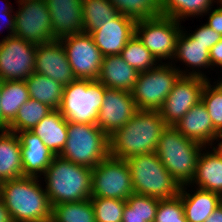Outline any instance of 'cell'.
<instances>
[{"label": "cell", "mask_w": 222, "mask_h": 222, "mask_svg": "<svg viewBox=\"0 0 222 222\" xmlns=\"http://www.w3.org/2000/svg\"><path fill=\"white\" fill-rule=\"evenodd\" d=\"M41 178L23 176L0 183V199L12 222L51 221L52 206Z\"/></svg>", "instance_id": "obj_1"}, {"label": "cell", "mask_w": 222, "mask_h": 222, "mask_svg": "<svg viewBox=\"0 0 222 222\" xmlns=\"http://www.w3.org/2000/svg\"><path fill=\"white\" fill-rule=\"evenodd\" d=\"M167 127L159 111L138 110L132 119L109 136L110 156L119 159L154 153Z\"/></svg>", "instance_id": "obj_2"}, {"label": "cell", "mask_w": 222, "mask_h": 222, "mask_svg": "<svg viewBox=\"0 0 222 222\" xmlns=\"http://www.w3.org/2000/svg\"><path fill=\"white\" fill-rule=\"evenodd\" d=\"M45 191L51 206L91 198L92 169L57 155L44 175Z\"/></svg>", "instance_id": "obj_3"}, {"label": "cell", "mask_w": 222, "mask_h": 222, "mask_svg": "<svg viewBox=\"0 0 222 222\" xmlns=\"http://www.w3.org/2000/svg\"><path fill=\"white\" fill-rule=\"evenodd\" d=\"M204 146L189 140L174 126H167L156 147V155L172 177L182 186L193 180L197 160Z\"/></svg>", "instance_id": "obj_4"}, {"label": "cell", "mask_w": 222, "mask_h": 222, "mask_svg": "<svg viewBox=\"0 0 222 222\" xmlns=\"http://www.w3.org/2000/svg\"><path fill=\"white\" fill-rule=\"evenodd\" d=\"M135 194L158 199L179 195L181 185L172 177L156 153H144L126 159Z\"/></svg>", "instance_id": "obj_5"}, {"label": "cell", "mask_w": 222, "mask_h": 222, "mask_svg": "<svg viewBox=\"0 0 222 222\" xmlns=\"http://www.w3.org/2000/svg\"><path fill=\"white\" fill-rule=\"evenodd\" d=\"M67 133L62 158L93 169L110 155L109 137L96 124L68 121Z\"/></svg>", "instance_id": "obj_6"}, {"label": "cell", "mask_w": 222, "mask_h": 222, "mask_svg": "<svg viewBox=\"0 0 222 222\" xmlns=\"http://www.w3.org/2000/svg\"><path fill=\"white\" fill-rule=\"evenodd\" d=\"M106 87L97 80L76 79L64 86L59 108L67 121L96 124Z\"/></svg>", "instance_id": "obj_7"}, {"label": "cell", "mask_w": 222, "mask_h": 222, "mask_svg": "<svg viewBox=\"0 0 222 222\" xmlns=\"http://www.w3.org/2000/svg\"><path fill=\"white\" fill-rule=\"evenodd\" d=\"M180 76V71L168 62L140 72L131 90L137 109L159 111Z\"/></svg>", "instance_id": "obj_8"}, {"label": "cell", "mask_w": 222, "mask_h": 222, "mask_svg": "<svg viewBox=\"0 0 222 222\" xmlns=\"http://www.w3.org/2000/svg\"><path fill=\"white\" fill-rule=\"evenodd\" d=\"M181 23L162 15L137 20L135 34L158 62L172 63L176 41L183 27Z\"/></svg>", "instance_id": "obj_9"}, {"label": "cell", "mask_w": 222, "mask_h": 222, "mask_svg": "<svg viewBox=\"0 0 222 222\" xmlns=\"http://www.w3.org/2000/svg\"><path fill=\"white\" fill-rule=\"evenodd\" d=\"M134 193L126 160L108 156L92 169L91 197L127 200Z\"/></svg>", "instance_id": "obj_10"}, {"label": "cell", "mask_w": 222, "mask_h": 222, "mask_svg": "<svg viewBox=\"0 0 222 222\" xmlns=\"http://www.w3.org/2000/svg\"><path fill=\"white\" fill-rule=\"evenodd\" d=\"M14 36L40 45L57 40L52 33L50 11L45 0H17Z\"/></svg>", "instance_id": "obj_11"}, {"label": "cell", "mask_w": 222, "mask_h": 222, "mask_svg": "<svg viewBox=\"0 0 222 222\" xmlns=\"http://www.w3.org/2000/svg\"><path fill=\"white\" fill-rule=\"evenodd\" d=\"M59 40L76 79L97 80L104 56L95 45L91 34L76 33Z\"/></svg>", "instance_id": "obj_12"}, {"label": "cell", "mask_w": 222, "mask_h": 222, "mask_svg": "<svg viewBox=\"0 0 222 222\" xmlns=\"http://www.w3.org/2000/svg\"><path fill=\"white\" fill-rule=\"evenodd\" d=\"M37 45L11 36L0 40V79L25 81L35 72Z\"/></svg>", "instance_id": "obj_13"}, {"label": "cell", "mask_w": 222, "mask_h": 222, "mask_svg": "<svg viewBox=\"0 0 222 222\" xmlns=\"http://www.w3.org/2000/svg\"><path fill=\"white\" fill-rule=\"evenodd\" d=\"M208 80L192 75L179 77L159 110L167 126L177 124L194 105L201 101L202 91Z\"/></svg>", "instance_id": "obj_14"}, {"label": "cell", "mask_w": 222, "mask_h": 222, "mask_svg": "<svg viewBox=\"0 0 222 222\" xmlns=\"http://www.w3.org/2000/svg\"><path fill=\"white\" fill-rule=\"evenodd\" d=\"M138 111L131 92L106 88L96 125L109 137Z\"/></svg>", "instance_id": "obj_15"}, {"label": "cell", "mask_w": 222, "mask_h": 222, "mask_svg": "<svg viewBox=\"0 0 222 222\" xmlns=\"http://www.w3.org/2000/svg\"><path fill=\"white\" fill-rule=\"evenodd\" d=\"M35 72L47 76L63 86L76 80L59 39L37 45Z\"/></svg>", "instance_id": "obj_16"}, {"label": "cell", "mask_w": 222, "mask_h": 222, "mask_svg": "<svg viewBox=\"0 0 222 222\" xmlns=\"http://www.w3.org/2000/svg\"><path fill=\"white\" fill-rule=\"evenodd\" d=\"M136 20L118 14L112 21L93 31L91 36L103 56L119 55L135 35Z\"/></svg>", "instance_id": "obj_17"}, {"label": "cell", "mask_w": 222, "mask_h": 222, "mask_svg": "<svg viewBox=\"0 0 222 222\" xmlns=\"http://www.w3.org/2000/svg\"><path fill=\"white\" fill-rule=\"evenodd\" d=\"M174 61L175 63L178 61L180 63L182 62L181 64L184 63L186 67L182 70V68L180 69L178 65L176 66ZM172 62L173 63L171 64L180 71L181 75L199 76L208 79L209 76L207 77L205 72H202V69L205 70L210 68V70H212L210 63V51L205 47V45L196 41L188 33V31H186L185 27L184 29L182 27L181 33L177 38L175 55Z\"/></svg>", "instance_id": "obj_18"}, {"label": "cell", "mask_w": 222, "mask_h": 222, "mask_svg": "<svg viewBox=\"0 0 222 222\" xmlns=\"http://www.w3.org/2000/svg\"><path fill=\"white\" fill-rule=\"evenodd\" d=\"M174 127L186 138L204 147L217 146L222 138L214 129L211 117L202 101L194 105Z\"/></svg>", "instance_id": "obj_19"}, {"label": "cell", "mask_w": 222, "mask_h": 222, "mask_svg": "<svg viewBox=\"0 0 222 222\" xmlns=\"http://www.w3.org/2000/svg\"><path fill=\"white\" fill-rule=\"evenodd\" d=\"M56 39L84 32L82 0H45Z\"/></svg>", "instance_id": "obj_20"}, {"label": "cell", "mask_w": 222, "mask_h": 222, "mask_svg": "<svg viewBox=\"0 0 222 222\" xmlns=\"http://www.w3.org/2000/svg\"><path fill=\"white\" fill-rule=\"evenodd\" d=\"M16 134L21 143L23 176L41 178L56 155L31 131Z\"/></svg>", "instance_id": "obj_21"}, {"label": "cell", "mask_w": 222, "mask_h": 222, "mask_svg": "<svg viewBox=\"0 0 222 222\" xmlns=\"http://www.w3.org/2000/svg\"><path fill=\"white\" fill-rule=\"evenodd\" d=\"M203 150L190 185L222 196V150L218 146L204 147Z\"/></svg>", "instance_id": "obj_22"}, {"label": "cell", "mask_w": 222, "mask_h": 222, "mask_svg": "<svg viewBox=\"0 0 222 222\" xmlns=\"http://www.w3.org/2000/svg\"><path fill=\"white\" fill-rule=\"evenodd\" d=\"M187 188L195 192L192 191V193L190 189ZM192 188L190 184L182 185L179 193L186 220L187 222H205L213 211L222 203V196L201 188Z\"/></svg>", "instance_id": "obj_23"}, {"label": "cell", "mask_w": 222, "mask_h": 222, "mask_svg": "<svg viewBox=\"0 0 222 222\" xmlns=\"http://www.w3.org/2000/svg\"><path fill=\"white\" fill-rule=\"evenodd\" d=\"M139 72L131 67L120 55L105 56L97 81L106 88L131 92Z\"/></svg>", "instance_id": "obj_24"}, {"label": "cell", "mask_w": 222, "mask_h": 222, "mask_svg": "<svg viewBox=\"0 0 222 222\" xmlns=\"http://www.w3.org/2000/svg\"><path fill=\"white\" fill-rule=\"evenodd\" d=\"M68 121L59 109H53L31 132L37 135L56 156L60 155L67 140Z\"/></svg>", "instance_id": "obj_25"}, {"label": "cell", "mask_w": 222, "mask_h": 222, "mask_svg": "<svg viewBox=\"0 0 222 222\" xmlns=\"http://www.w3.org/2000/svg\"><path fill=\"white\" fill-rule=\"evenodd\" d=\"M23 177L21 143L16 133L0 130V183Z\"/></svg>", "instance_id": "obj_26"}, {"label": "cell", "mask_w": 222, "mask_h": 222, "mask_svg": "<svg viewBox=\"0 0 222 222\" xmlns=\"http://www.w3.org/2000/svg\"><path fill=\"white\" fill-rule=\"evenodd\" d=\"M29 97L47 104L52 109H59L63 100L64 86L47 76L34 72L25 80Z\"/></svg>", "instance_id": "obj_27"}, {"label": "cell", "mask_w": 222, "mask_h": 222, "mask_svg": "<svg viewBox=\"0 0 222 222\" xmlns=\"http://www.w3.org/2000/svg\"><path fill=\"white\" fill-rule=\"evenodd\" d=\"M28 87L25 81H3L1 89L2 118L10 124L20 107L29 100Z\"/></svg>", "instance_id": "obj_28"}, {"label": "cell", "mask_w": 222, "mask_h": 222, "mask_svg": "<svg viewBox=\"0 0 222 222\" xmlns=\"http://www.w3.org/2000/svg\"><path fill=\"white\" fill-rule=\"evenodd\" d=\"M216 4V0H161L162 16L171 17L177 21H185L191 18L196 19Z\"/></svg>", "instance_id": "obj_29"}, {"label": "cell", "mask_w": 222, "mask_h": 222, "mask_svg": "<svg viewBox=\"0 0 222 222\" xmlns=\"http://www.w3.org/2000/svg\"><path fill=\"white\" fill-rule=\"evenodd\" d=\"M82 13L84 32L90 34L119 14L109 0H82Z\"/></svg>", "instance_id": "obj_30"}, {"label": "cell", "mask_w": 222, "mask_h": 222, "mask_svg": "<svg viewBox=\"0 0 222 222\" xmlns=\"http://www.w3.org/2000/svg\"><path fill=\"white\" fill-rule=\"evenodd\" d=\"M160 199L131 194L126 200L122 222H154Z\"/></svg>", "instance_id": "obj_31"}, {"label": "cell", "mask_w": 222, "mask_h": 222, "mask_svg": "<svg viewBox=\"0 0 222 222\" xmlns=\"http://www.w3.org/2000/svg\"><path fill=\"white\" fill-rule=\"evenodd\" d=\"M52 110L47 104L29 98L20 107L15 119L8 125L7 130L13 133L31 131Z\"/></svg>", "instance_id": "obj_32"}, {"label": "cell", "mask_w": 222, "mask_h": 222, "mask_svg": "<svg viewBox=\"0 0 222 222\" xmlns=\"http://www.w3.org/2000/svg\"><path fill=\"white\" fill-rule=\"evenodd\" d=\"M50 222H96L91 199L52 206Z\"/></svg>", "instance_id": "obj_33"}, {"label": "cell", "mask_w": 222, "mask_h": 222, "mask_svg": "<svg viewBox=\"0 0 222 222\" xmlns=\"http://www.w3.org/2000/svg\"><path fill=\"white\" fill-rule=\"evenodd\" d=\"M119 55L139 73L155 68L160 63L136 34L127 42Z\"/></svg>", "instance_id": "obj_34"}, {"label": "cell", "mask_w": 222, "mask_h": 222, "mask_svg": "<svg viewBox=\"0 0 222 222\" xmlns=\"http://www.w3.org/2000/svg\"><path fill=\"white\" fill-rule=\"evenodd\" d=\"M114 8L134 20L154 18L161 14V0H109Z\"/></svg>", "instance_id": "obj_35"}, {"label": "cell", "mask_w": 222, "mask_h": 222, "mask_svg": "<svg viewBox=\"0 0 222 222\" xmlns=\"http://www.w3.org/2000/svg\"><path fill=\"white\" fill-rule=\"evenodd\" d=\"M205 83L201 101L206 106L214 129L222 136V90L211 81Z\"/></svg>", "instance_id": "obj_36"}, {"label": "cell", "mask_w": 222, "mask_h": 222, "mask_svg": "<svg viewBox=\"0 0 222 222\" xmlns=\"http://www.w3.org/2000/svg\"><path fill=\"white\" fill-rule=\"evenodd\" d=\"M96 222H122L125 200L91 197Z\"/></svg>", "instance_id": "obj_37"}, {"label": "cell", "mask_w": 222, "mask_h": 222, "mask_svg": "<svg viewBox=\"0 0 222 222\" xmlns=\"http://www.w3.org/2000/svg\"><path fill=\"white\" fill-rule=\"evenodd\" d=\"M154 222H187L181 197L160 199Z\"/></svg>", "instance_id": "obj_38"}, {"label": "cell", "mask_w": 222, "mask_h": 222, "mask_svg": "<svg viewBox=\"0 0 222 222\" xmlns=\"http://www.w3.org/2000/svg\"><path fill=\"white\" fill-rule=\"evenodd\" d=\"M189 34L198 42L205 45V47L210 51V49L222 39V36L215 32L212 28L207 26L205 23L199 28L195 29L192 33L188 31Z\"/></svg>", "instance_id": "obj_39"}, {"label": "cell", "mask_w": 222, "mask_h": 222, "mask_svg": "<svg viewBox=\"0 0 222 222\" xmlns=\"http://www.w3.org/2000/svg\"><path fill=\"white\" fill-rule=\"evenodd\" d=\"M206 15L209 17H207L208 19L205 24L222 36V5H219V7L217 6L216 8H210L204 14V16Z\"/></svg>", "instance_id": "obj_40"}, {"label": "cell", "mask_w": 222, "mask_h": 222, "mask_svg": "<svg viewBox=\"0 0 222 222\" xmlns=\"http://www.w3.org/2000/svg\"><path fill=\"white\" fill-rule=\"evenodd\" d=\"M210 63L212 70L222 69V39L210 49Z\"/></svg>", "instance_id": "obj_41"}, {"label": "cell", "mask_w": 222, "mask_h": 222, "mask_svg": "<svg viewBox=\"0 0 222 222\" xmlns=\"http://www.w3.org/2000/svg\"><path fill=\"white\" fill-rule=\"evenodd\" d=\"M6 22V23H5ZM0 28L5 27V29H9L7 36L3 37L2 40L7 39L8 37L14 36V31H15V14L13 13H3L0 12ZM4 25H3V24ZM3 25V26H2ZM1 31V29H0Z\"/></svg>", "instance_id": "obj_42"}, {"label": "cell", "mask_w": 222, "mask_h": 222, "mask_svg": "<svg viewBox=\"0 0 222 222\" xmlns=\"http://www.w3.org/2000/svg\"><path fill=\"white\" fill-rule=\"evenodd\" d=\"M205 222H222V203L213 211Z\"/></svg>", "instance_id": "obj_43"}, {"label": "cell", "mask_w": 222, "mask_h": 222, "mask_svg": "<svg viewBox=\"0 0 222 222\" xmlns=\"http://www.w3.org/2000/svg\"><path fill=\"white\" fill-rule=\"evenodd\" d=\"M0 222H12L9 212L4 206V203L1 199H0Z\"/></svg>", "instance_id": "obj_44"}, {"label": "cell", "mask_w": 222, "mask_h": 222, "mask_svg": "<svg viewBox=\"0 0 222 222\" xmlns=\"http://www.w3.org/2000/svg\"><path fill=\"white\" fill-rule=\"evenodd\" d=\"M2 80L0 79V100H1V89H2ZM8 123L2 118L1 112V103H0V130H7Z\"/></svg>", "instance_id": "obj_45"}, {"label": "cell", "mask_w": 222, "mask_h": 222, "mask_svg": "<svg viewBox=\"0 0 222 222\" xmlns=\"http://www.w3.org/2000/svg\"><path fill=\"white\" fill-rule=\"evenodd\" d=\"M3 2V1H2ZM10 3H5V5L4 6H0L1 8H0V12H3V13H15L14 11H13V7H12V5H9ZM3 5V4H2Z\"/></svg>", "instance_id": "obj_46"}, {"label": "cell", "mask_w": 222, "mask_h": 222, "mask_svg": "<svg viewBox=\"0 0 222 222\" xmlns=\"http://www.w3.org/2000/svg\"><path fill=\"white\" fill-rule=\"evenodd\" d=\"M214 83L222 90V77H221V79L218 78V80L215 81Z\"/></svg>", "instance_id": "obj_47"}, {"label": "cell", "mask_w": 222, "mask_h": 222, "mask_svg": "<svg viewBox=\"0 0 222 222\" xmlns=\"http://www.w3.org/2000/svg\"><path fill=\"white\" fill-rule=\"evenodd\" d=\"M217 146L222 150V138L220 139V142L217 144Z\"/></svg>", "instance_id": "obj_48"}, {"label": "cell", "mask_w": 222, "mask_h": 222, "mask_svg": "<svg viewBox=\"0 0 222 222\" xmlns=\"http://www.w3.org/2000/svg\"><path fill=\"white\" fill-rule=\"evenodd\" d=\"M217 4L216 5H222V0H216Z\"/></svg>", "instance_id": "obj_49"}]
</instances>
